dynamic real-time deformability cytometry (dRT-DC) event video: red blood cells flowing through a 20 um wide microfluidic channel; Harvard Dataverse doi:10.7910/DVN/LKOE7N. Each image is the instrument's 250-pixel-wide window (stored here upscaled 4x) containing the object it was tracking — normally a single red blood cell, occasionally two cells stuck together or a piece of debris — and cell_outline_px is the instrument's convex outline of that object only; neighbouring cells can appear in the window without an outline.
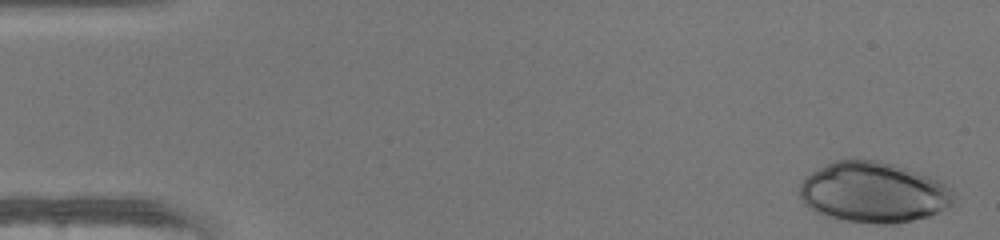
{"species": "human", "species_latin": "Homo sapiens", "temperature_condition": "warm", "stored_images_in_passage": 49, "camera_frame_rate_fps": 3000, "um_per_image_px": 0.085, "donor": {"sex": "female"}, "frame": {"image": 1, "passage_image": 1, "time_ms": 0.0, "image_size_px": [1000, 240], "cell_outline_px": [[952, 204], [948, 208], [928, 216], [896, 224], [876, 224], [844, 220], [824, 216], [808, 208], [804, 204], [800, 196], [800, 184], [812, 172], [836, 160], [880, 160], [928, 176], [952, 188]], "centroid_in_image_um": [74.23, 16.37], "position_along_channel_um": 10.8, "area_um2": 53.99}}
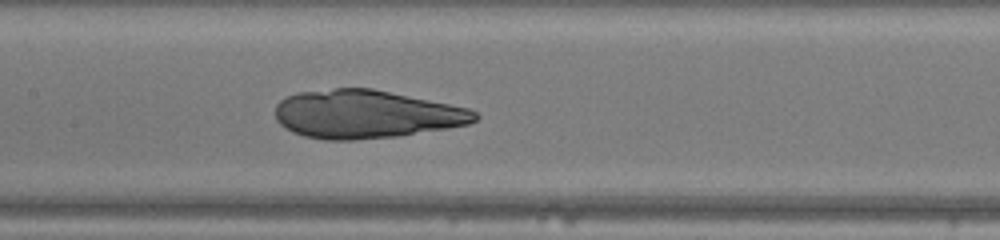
{"frame": {"image": 2, "passage_image": 23, "time_ms": 7.333, "image_size_px": [1000, 240], "cell_outline_px": [[480, 116], [476, 120], [468, 124], [448, 128], [396, 136], [352, 140], [324, 140], [304, 136], [292, 132], [284, 128], [276, 120], [276, 104], [280, 100], [296, 92], [336, 88], [372, 88], [468, 108], [476, 112]], "centroid_in_image_um": [31.07, 9.71], "position_along_channel_um": 176.3, "area_um2": 56.12}}
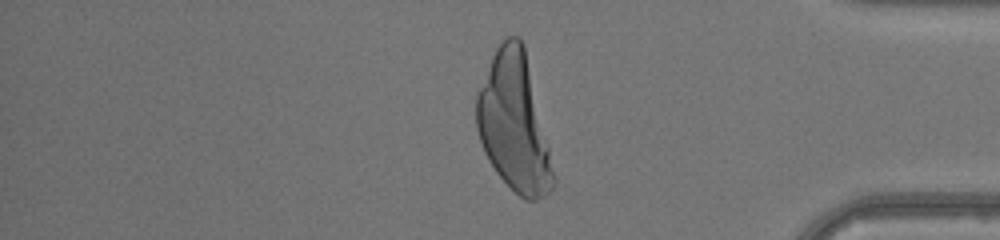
{"frame": {"image": 3, "passage_image": 40, "time_ms": 13.0, "image_size_px": [1000, 240], "cell_outline_px": [[556, 180], [552, 188], [548, 192], [536, 200], [528, 200], [520, 196], [496, 172], [488, 160], [484, 152], [476, 128], [476, 96], [492, 56], [496, 48], [508, 36], [520, 36], [524, 44], [556, 176]], "centroid_in_image_um": [43.7, 10.43], "position_along_channel_um": 391.5, "area_um2": 61.27}}